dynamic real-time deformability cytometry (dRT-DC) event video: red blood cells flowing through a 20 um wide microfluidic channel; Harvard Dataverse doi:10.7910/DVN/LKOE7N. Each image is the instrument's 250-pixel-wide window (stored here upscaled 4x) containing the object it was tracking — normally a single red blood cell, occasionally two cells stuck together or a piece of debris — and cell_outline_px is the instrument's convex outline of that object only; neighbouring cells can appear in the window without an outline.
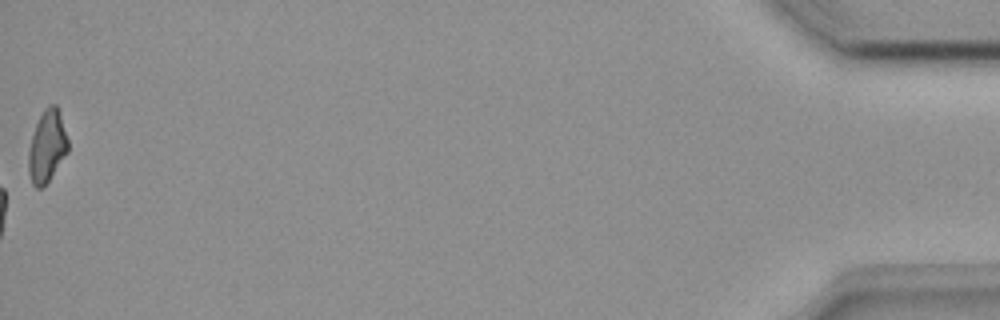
{"species": "common noctule bat (a hibernating species)", "species_latin": "Nyctalus noctula", "temperature_condition": "room temperature", "stored_images_in_passage": 37, "camera_frame_rate_fps": 3000, "um_per_image_px": 0.085, "animal": {"sex": "female", "body_mass_g": 18.4}, "frame": {"image": 1, "passage_image": 37, "time_ms": 12.0, "image_size_px": [1000, 320], "cell_outline_px": [[68, 152], [48, 180], [40, 188], [36, 188], [32, 184], [28, 172], [28, 152], [32, 136], [36, 124], [44, 108], [48, 104], [56, 104], [60, 112], [68, 140]], "centroid_in_image_um": [3.99, 12.41], "position_along_channel_um": 431.2, "area_um2": 16.47}}